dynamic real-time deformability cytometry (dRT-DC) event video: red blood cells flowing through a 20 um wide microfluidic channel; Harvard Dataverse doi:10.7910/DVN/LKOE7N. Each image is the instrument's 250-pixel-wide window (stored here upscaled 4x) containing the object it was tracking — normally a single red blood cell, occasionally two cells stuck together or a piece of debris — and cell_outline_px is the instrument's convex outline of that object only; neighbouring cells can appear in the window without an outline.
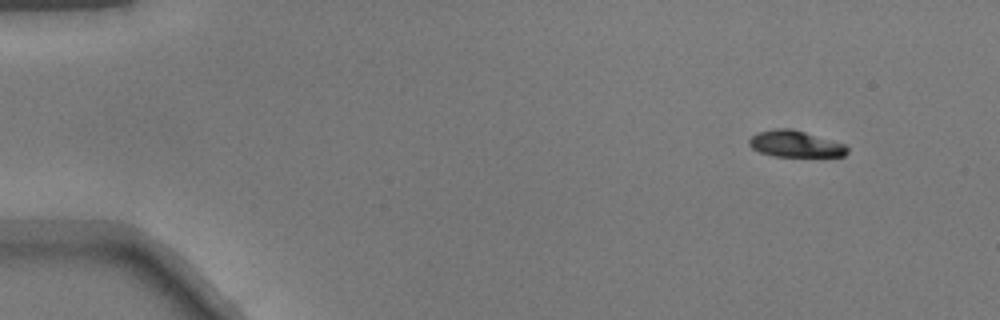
{"species": "common noctule bat (a hibernating species)", "species_latin": "Nyctalus noctula", "temperature_condition": "warm", "stored_images_in_passage": 47, "camera_frame_rate_fps": 3000, "um_per_image_px": 0.085, "animal": {"sex": "male", "body_mass_g": 17.9}, "frame": {"image": 1, "passage_image": 1, "time_ms": 0.0, "image_size_px": [1000, 320], "cell_outline_px": [[848, 152], [844, 156], [776, 156], [760, 152], [752, 148], [748, 144], [748, 140], [756, 132], [776, 128], [792, 128], [844, 144], [848, 148]], "centroid_in_image_um": [67.57, 12.22], "position_along_channel_um": 17.4, "area_um2": 15.03}}
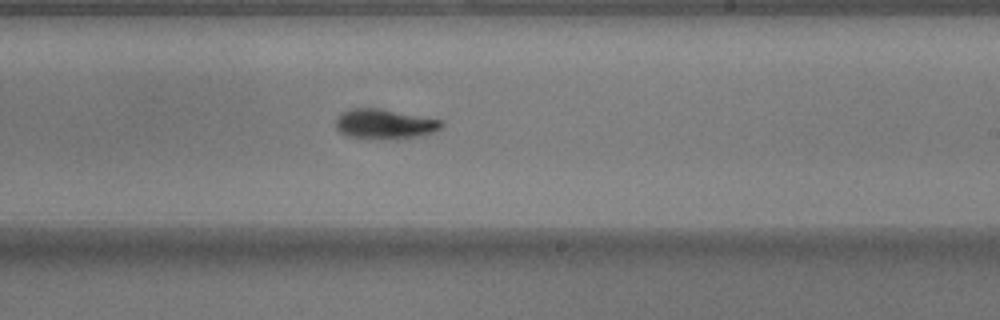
{"frame": {"image": 2, "passage_image": 27, "time_ms": 8.667, "image_size_px": [1000, 320], "cell_outline_px": [[444, 124], [436, 132], [416, 136], [388, 140], [348, 136], [340, 132], [336, 128], [336, 120], [340, 112], [348, 108], [380, 108], [444, 120]], "centroid_in_image_um": [32.7, 10.53], "position_along_channel_um": 256.3, "area_um2": 18.67}}
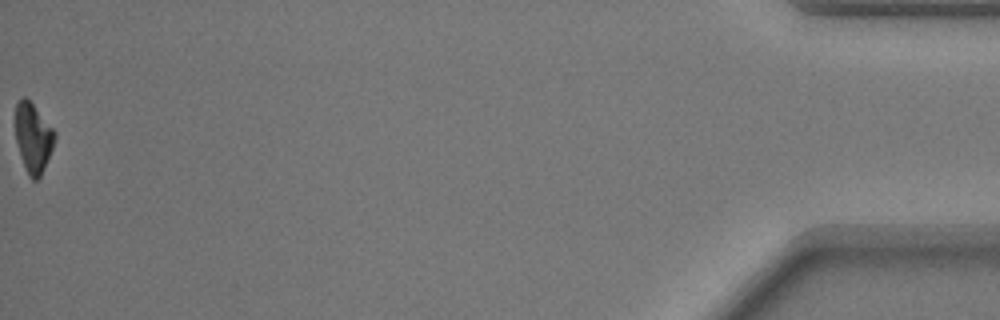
{"frame": {"image": 3, "passage_image": 47, "time_ms": 15.333, "image_size_px": [1000, 320], "cell_outline_px": [[56, 140], [44, 168], [40, 176], [36, 180], [32, 180], [28, 176], [20, 156], [16, 140], [16, 104], [20, 96], [24, 96], [32, 104], [56, 132]], "centroid_in_image_um": [2.82, 11.73], "position_along_channel_um": 432.4, "area_um2": 15.78}}